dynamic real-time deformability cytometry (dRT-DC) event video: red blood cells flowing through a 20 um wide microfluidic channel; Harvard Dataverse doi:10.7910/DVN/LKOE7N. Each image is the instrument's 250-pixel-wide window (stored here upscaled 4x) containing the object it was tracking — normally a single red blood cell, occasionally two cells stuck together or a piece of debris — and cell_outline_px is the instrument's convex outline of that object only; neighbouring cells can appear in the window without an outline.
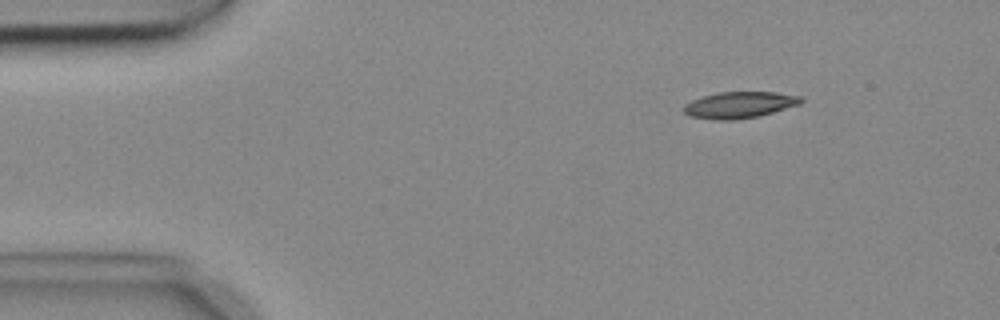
{"species": "common noctule bat (a hibernating species)", "species_latin": "Nyctalus noctula", "temperature_condition": "cold", "stored_images_in_passage": 2, "camera_frame_rate_fps": 3000, "um_per_image_px": 0.085, "animal": {"sex": "female", "body_mass_g": 18.4}, "frame": {"image": 1, "passage_image": 1, "time_ms": 0.0, "image_size_px": [1000, 320], "cell_outline_px": [[804, 100], [800, 104], [772, 112], [756, 116], [732, 120], [720, 120], [692, 116], [684, 112], [684, 104], [692, 100], [704, 96], [720, 92], [776, 92], [800, 96]], "centroid_in_image_um": [62.87, 8.9], "position_along_channel_um": 22.1, "area_um2": 17.69}}